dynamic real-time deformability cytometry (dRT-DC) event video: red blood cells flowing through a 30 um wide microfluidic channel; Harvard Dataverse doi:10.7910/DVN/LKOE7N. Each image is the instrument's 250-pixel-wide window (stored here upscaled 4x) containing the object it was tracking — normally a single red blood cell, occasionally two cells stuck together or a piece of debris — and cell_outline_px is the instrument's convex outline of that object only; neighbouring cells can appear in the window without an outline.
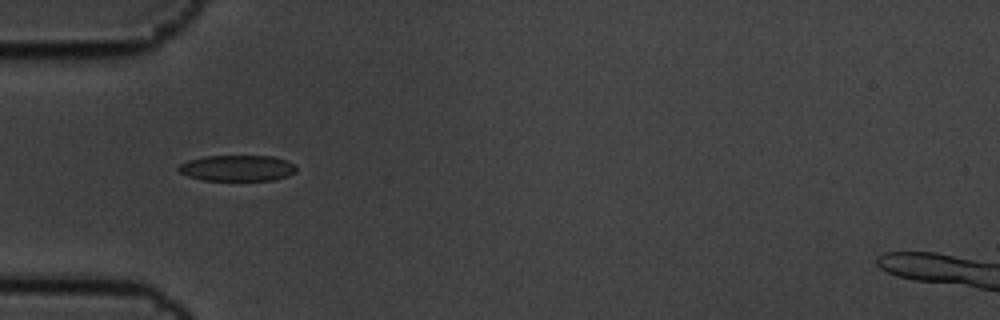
{"species": "common noctule bat (a hibernating species)", "species_latin": "Nyctalus noctula", "temperature_condition": "cold", "stored_images_in_passage": 7, "camera_frame_rate_fps": 3000, "um_per_image_px": 0.085, "animal": {"sex": "male", "body_mass_g": 19.5, "forearm_length_mm": 54.6}, "frame": {"image": 1, "passage_image": 1, "time_ms": 0.0, "image_size_px": [1000, 320], "cell_outline_px": [[296, 172], [288, 176], [272, 180], [204, 180], [188, 176], [180, 172], [176, 168], [180, 164], [188, 160], [204, 156], [272, 156], [288, 160], [296, 164]], "centroid_in_image_um": [20.2, 14.28], "position_along_channel_um": 64.8, "area_um2": 17.92}}
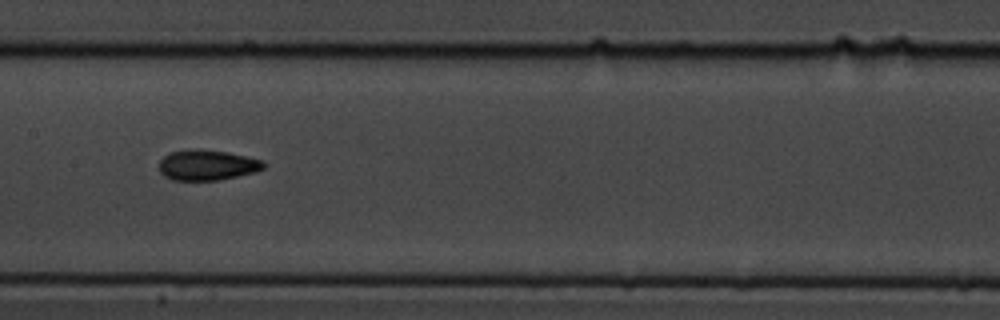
{"frame": {"image": 2, "passage_image": 4, "time_ms": 1.0, "image_size_px": [1000, 320], "cell_outline_px": [[264, 168], [256, 172], [220, 180], [172, 180], [164, 176], [160, 172], [160, 160], [164, 156], [172, 152], [192, 148], [200, 148], [228, 152], [264, 160]], "centroid_in_image_um": [17.62, 14.02], "position_along_channel_um": 189.8, "area_um2": 18.73}}
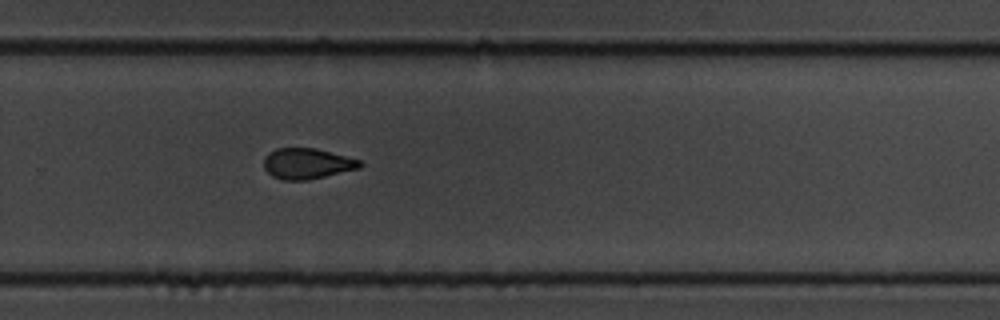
{"frame": {"image": 3, "passage_image": 7, "time_ms": 2.0, "image_size_px": [1000, 320], "cell_outline_px": [[364, 164], [360, 168], [308, 180], [284, 180], [272, 176], [264, 168], [264, 156], [268, 152], [276, 148], [316, 148], [360, 160]], "centroid_in_image_um": [26.09, 13.9], "position_along_channel_um": 303.7, "area_um2": 17.22}}